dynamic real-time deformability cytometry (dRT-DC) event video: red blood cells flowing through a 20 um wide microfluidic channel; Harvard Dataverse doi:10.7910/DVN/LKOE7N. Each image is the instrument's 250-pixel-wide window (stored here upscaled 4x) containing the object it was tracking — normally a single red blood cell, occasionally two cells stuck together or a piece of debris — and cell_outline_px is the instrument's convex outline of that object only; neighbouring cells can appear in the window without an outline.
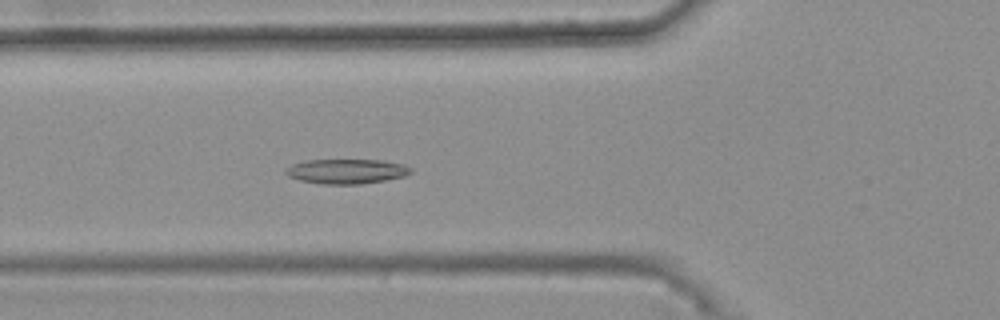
{"species": "common noctule bat (a hibernating species)", "species_latin": "Nyctalus noctula", "temperature_condition": "warm", "stored_images_in_passage": 47, "camera_frame_rate_fps": 3000, "um_per_image_px": 0.085, "animal": {"sex": "female", "body_mass_g": 25.1}, "frame": {"image": 1, "passage_image": 20, "time_ms": 6.333, "image_size_px": [1000, 320], "cell_outline_px": [[412, 172], [404, 176], [388, 180], [360, 184], [320, 184], [300, 180], [288, 176], [284, 172], [292, 164], [308, 160], [384, 160], [404, 164], [412, 168]], "centroid_in_image_um": [29.49, 14.56], "position_along_channel_um": 96.3, "area_um2": 18.09}}
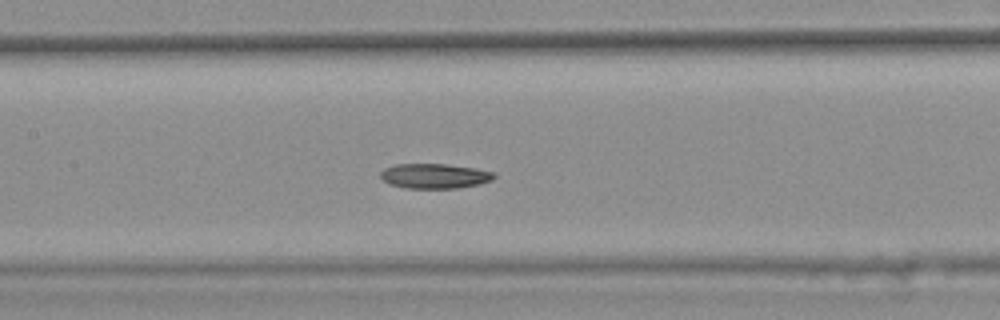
{"frame": {"image": 2, "passage_image": 26, "time_ms": 8.333, "image_size_px": [1000, 320], "cell_outline_px": [[496, 176], [492, 180], [480, 184], [460, 188], [408, 188], [388, 184], [380, 176], [380, 172], [384, 168], [396, 164], [444, 164], [476, 168], [496, 172]], "centroid_in_image_um": [36.97, 14.96], "position_along_channel_um": 170.4, "area_um2": 16.59}}
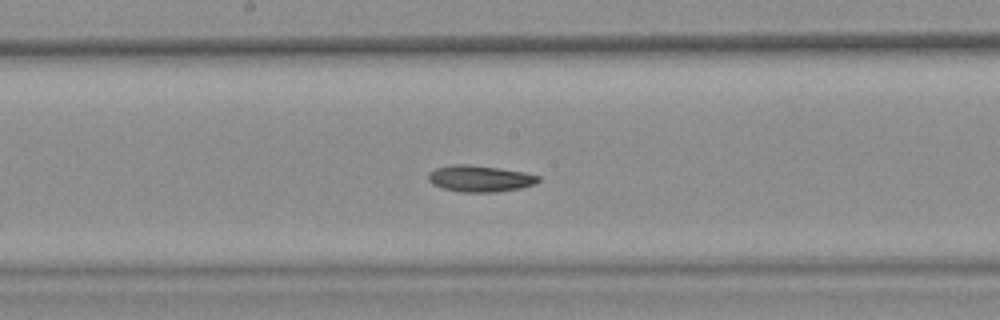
{"frame": {"image": 3, "passage_image": 29, "time_ms": 9.333, "image_size_px": [1000, 320], "cell_outline_px": [[540, 180], [536, 184], [520, 188], [496, 192], [460, 192], [440, 188], [432, 184], [428, 180], [428, 172], [436, 168], [452, 164], [468, 164], [524, 172], [540, 176]], "centroid_in_image_um": [40.76, 15.18], "position_along_channel_um": 207.4, "area_um2": 17.05}}